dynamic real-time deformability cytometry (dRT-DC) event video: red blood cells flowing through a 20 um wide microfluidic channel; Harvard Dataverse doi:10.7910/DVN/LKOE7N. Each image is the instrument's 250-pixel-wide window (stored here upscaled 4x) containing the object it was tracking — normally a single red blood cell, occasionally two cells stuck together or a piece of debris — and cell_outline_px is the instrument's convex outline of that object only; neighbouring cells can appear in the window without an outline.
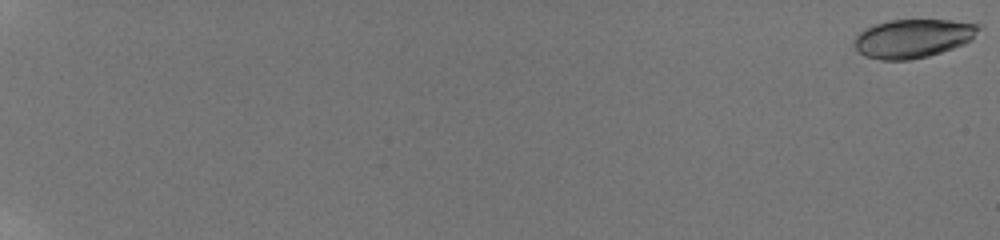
{"species": "human", "species_latin": "Homo sapiens", "temperature_condition": "room temperature", "stored_images_in_passage": 78, "camera_frame_rate_fps": 3000, "um_per_image_px": 0.085, "donor": {"sex": "male"}, "frame": {"image": 1, "passage_image": 1, "time_ms": 0.0, "image_size_px": [1000, 240], "cell_outline_px": [[980, 28], [972, 40], [964, 44], [928, 56], [908, 60], [880, 60], [864, 56], [852, 44], [852, 40], [864, 28], [888, 20], [952, 20], [980, 24]], "centroid_in_image_um": [77.58, 3.26], "position_along_channel_um": 7.4, "area_um2": 28.15}}
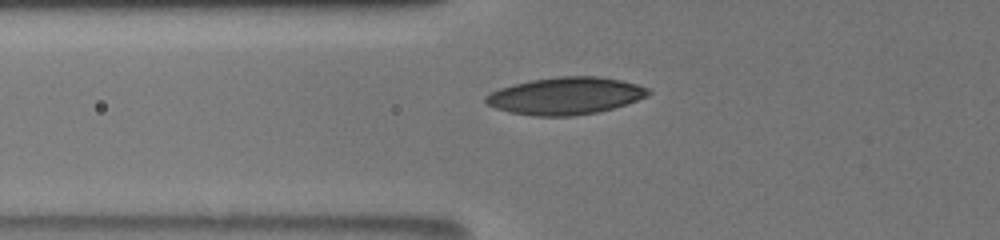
{"frame": {"image": 2, "passage_image": 54, "time_ms": 8.667, "image_size_px": [1000, 240], "cell_outline_px": [[652, 92], [648, 96], [612, 108], [596, 112], [572, 116], [532, 116], [508, 112], [484, 104], [484, 96], [500, 88], [512, 84], [532, 80], [560, 76], [596, 76], [620, 80], [636, 84], [648, 88]], "centroid_in_image_um": [48.02, 8.15], "position_along_channel_um": 77.8, "area_um2": 35.2}}
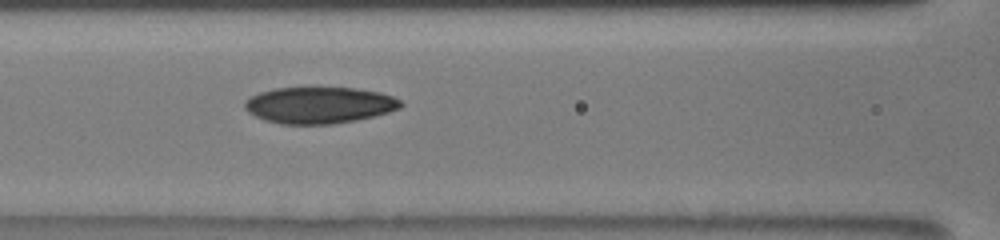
{"frame": {"image": 3, "passage_image": 67, "time_ms": 10.333, "image_size_px": [1000, 240], "cell_outline_px": [[404, 104], [400, 108], [376, 116], [356, 120], [332, 124], [280, 124], [264, 120], [248, 112], [244, 108], [244, 100], [260, 92], [276, 88], [352, 88], [380, 92], [392, 96], [400, 100]], "centroid_in_image_um": [27.14, 8.94], "position_along_channel_um": 139.5, "area_um2": 33.18}}